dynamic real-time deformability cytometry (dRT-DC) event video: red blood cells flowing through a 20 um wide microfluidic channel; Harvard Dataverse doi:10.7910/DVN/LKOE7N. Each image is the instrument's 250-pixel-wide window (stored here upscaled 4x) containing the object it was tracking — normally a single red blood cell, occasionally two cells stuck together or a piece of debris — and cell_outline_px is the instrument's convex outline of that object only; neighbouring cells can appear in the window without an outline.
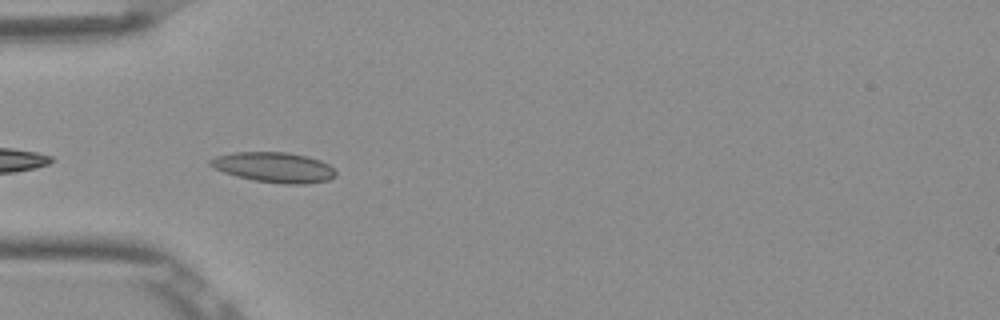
{"species": "Egyptian fruit bat (a non-hibernating species)", "species_latin": "Rousettus aegyptiacus", "temperature_condition": "room temperature", "stored_images_in_passage": 9, "camera_frame_rate_fps": 3000, "um_per_image_px": 0.085, "frame": {"image": 1, "passage_image": 5, "time_ms": 1.333, "image_size_px": [1000, 320], "cell_outline_px": [[336, 176], [328, 180], [304, 184], [284, 184], [252, 180], [236, 176], [224, 172], [208, 164], [208, 160], [216, 156], [232, 152], [288, 152], [308, 156], [320, 160], [328, 164], [336, 172]], "centroid_in_image_um": [23.29, 14.22], "position_along_channel_um": 61.7, "area_um2": 22.14}}
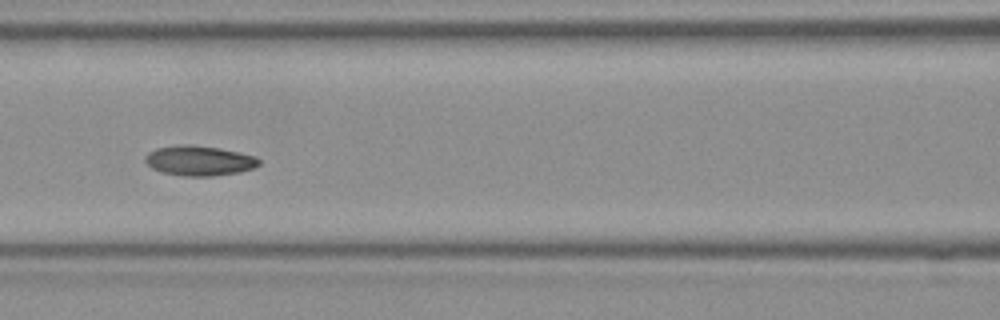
{"frame": {"image": 2, "passage_image": 7, "time_ms": 2.0, "image_size_px": [1000, 320], "cell_outline_px": [[260, 164], [256, 168], [240, 172], [212, 176], [184, 176], [160, 172], [152, 168], [144, 160], [144, 156], [148, 152], [156, 148], [180, 144], [192, 144], [220, 148], [240, 152], [256, 156], [260, 160]], "centroid_in_image_um": [16.95, 13.65], "position_along_channel_um": 149.7, "area_um2": 20.23}}
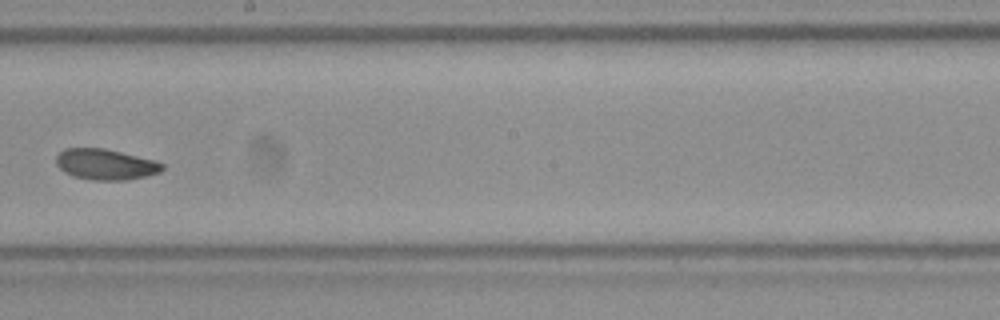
{"frame": {"image": 3, "passage_image": 9, "time_ms": 2.667, "image_size_px": [1000, 320], "cell_outline_px": [[164, 168], [160, 172], [128, 180], [92, 180], [72, 176], [64, 172], [56, 164], [56, 156], [64, 148], [104, 148], [156, 160], [164, 164]], "centroid_in_image_um": [8.97, 13.97], "position_along_channel_um": 239.2, "area_um2": 19.13}}